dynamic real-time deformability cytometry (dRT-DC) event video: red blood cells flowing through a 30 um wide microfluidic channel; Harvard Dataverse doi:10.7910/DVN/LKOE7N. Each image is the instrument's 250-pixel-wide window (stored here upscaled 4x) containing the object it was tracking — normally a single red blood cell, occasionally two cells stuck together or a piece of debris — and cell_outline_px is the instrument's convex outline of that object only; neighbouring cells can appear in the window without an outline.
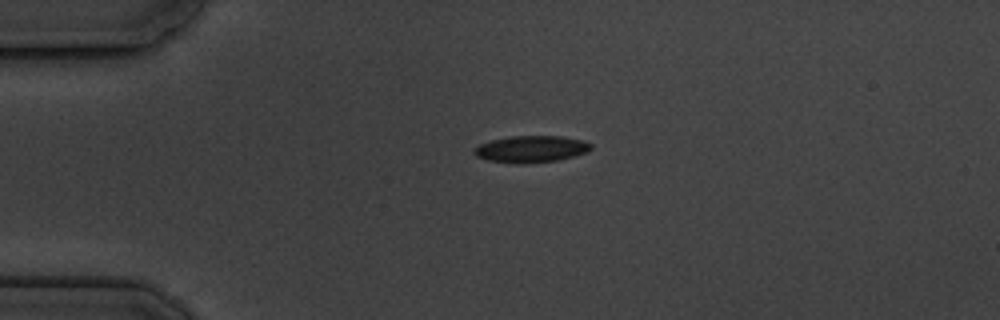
{"species": "common noctule bat (a hibernating species)", "species_latin": "Nyctalus noctula", "temperature_condition": "cold", "stored_images_in_passage": 2, "camera_frame_rate_fps": 3000, "um_per_image_px": 0.085, "animal": {"sex": "male", "body_mass_g": 19.5, "forearm_length_mm": 54.6}, "frame": {"image": 1, "passage_image": 1, "time_ms": 0.0, "image_size_px": [1000, 320], "cell_outline_px": [[592, 148], [588, 152], [556, 160], [520, 164], [516, 164], [488, 160], [476, 156], [472, 152], [480, 144], [492, 140], [508, 136], [564, 136], [580, 140], [592, 144]], "centroid_in_image_um": [45.13, 12.67], "position_along_channel_um": 39.9, "area_um2": 18.09}}